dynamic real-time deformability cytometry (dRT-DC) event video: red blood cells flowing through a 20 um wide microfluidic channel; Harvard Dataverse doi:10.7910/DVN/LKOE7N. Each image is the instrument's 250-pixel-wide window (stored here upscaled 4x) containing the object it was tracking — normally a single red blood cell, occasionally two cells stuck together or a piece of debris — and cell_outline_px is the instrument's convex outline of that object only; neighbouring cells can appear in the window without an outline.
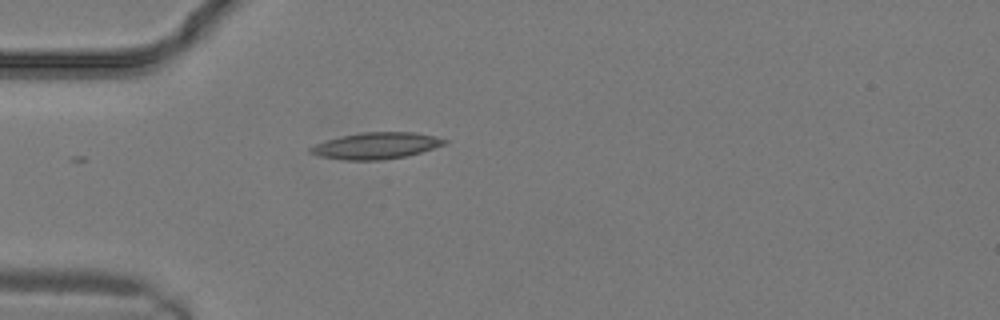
{"species": "common noctule bat (a hibernating species)", "species_latin": "Nyctalus noctula", "temperature_condition": "warm", "stored_images_in_passage": 3, "camera_frame_rate_fps": 3000, "um_per_image_px": 0.085, "animal": {"sex": "male", "body_mass_g": 19.2, "forearm_length_mm": 51.8}, "frame": {"image": 1, "passage_image": 1, "time_ms": 0.0, "image_size_px": [1000, 320], "cell_outline_px": [[448, 144], [408, 156], [380, 160], [344, 160], [320, 156], [308, 152], [308, 148], [316, 144], [328, 140], [360, 132], [416, 132], [448, 140]], "centroid_in_image_um": [32.01, 12.39], "position_along_channel_um": 53.0, "area_um2": 20.63}}
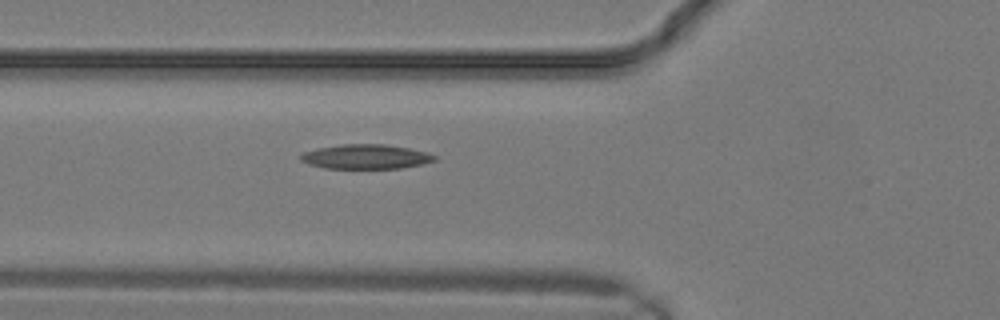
{"frame": {"image": 2, "passage_image": 3, "time_ms": 0.667, "image_size_px": [1000, 320], "cell_outline_px": [[436, 160], [424, 164], [400, 168], [324, 168], [308, 164], [300, 160], [300, 156], [304, 152], [316, 148], [340, 144], [384, 144], [408, 148], [428, 152], [436, 156]], "centroid_in_image_um": [31.09, 13.31], "position_along_channel_um": 94.7, "area_um2": 19.19}}